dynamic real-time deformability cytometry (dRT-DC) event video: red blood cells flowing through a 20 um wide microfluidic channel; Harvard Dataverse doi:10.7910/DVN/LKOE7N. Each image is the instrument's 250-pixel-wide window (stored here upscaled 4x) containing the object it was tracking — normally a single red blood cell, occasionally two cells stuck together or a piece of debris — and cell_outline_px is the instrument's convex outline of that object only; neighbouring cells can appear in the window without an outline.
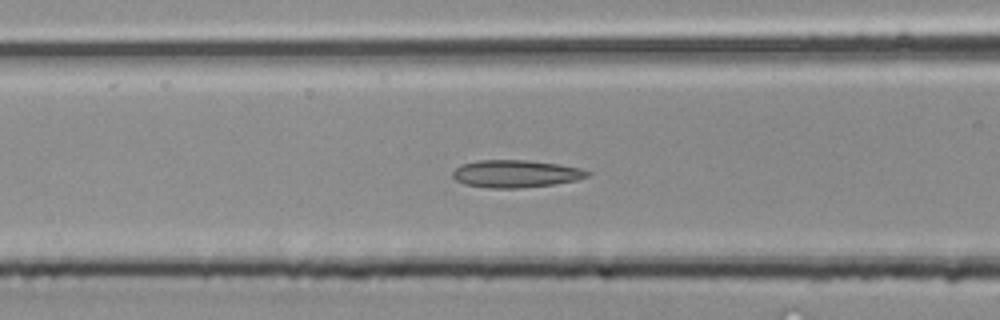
{"species": "common noctule bat (a hibernating species)", "species_latin": "Nyctalus noctula", "temperature_condition": "room temperature", "stored_images_in_passage": 28, "camera_frame_rate_fps": 3000, "um_per_image_px": 0.085, "animal": {"sex": "male", "body_mass_g": 20.4}, "frame": {"image": 1, "passage_image": 9, "time_ms": 2.667, "image_size_px": [1000, 320], "cell_outline_px": [[592, 172], [588, 176], [576, 180], [552, 184], [524, 188], [492, 188], [464, 184], [456, 180], [452, 176], [452, 172], [460, 164], [480, 160], [528, 160], [556, 164], [580, 168]], "centroid_in_image_um": [43.81, 14.77], "position_along_channel_um": 122.8, "area_um2": 21.5}}
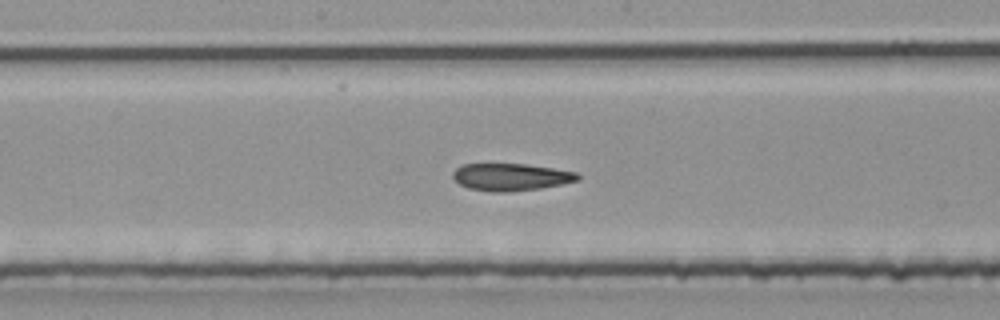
{"frame": {"image": 2, "passage_image": 14, "time_ms": 4.333, "image_size_px": [1000, 320], "cell_outline_px": [[580, 180], [540, 188], [504, 192], [492, 192], [468, 188], [460, 184], [452, 176], [452, 172], [456, 168], [464, 164], [524, 164], [552, 168], [576, 172], [580, 176]], "centroid_in_image_um": [43.41, 15.04], "position_along_channel_um": 204.8, "area_um2": 19.65}}
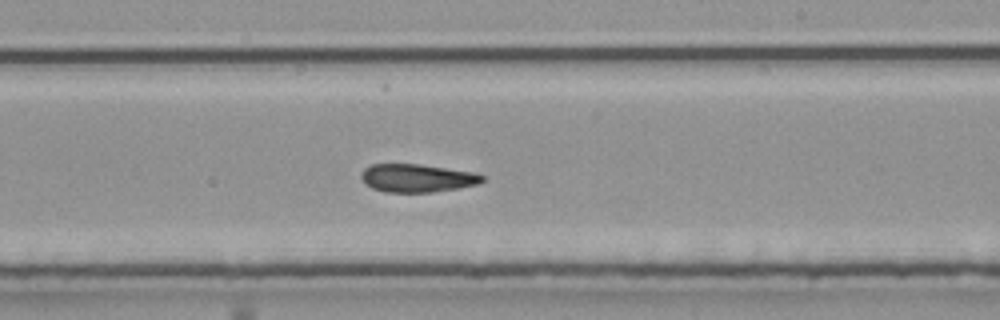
{"frame": {"image": 3, "passage_image": 17, "time_ms": 5.333, "image_size_px": [1000, 320], "cell_outline_px": [[484, 180], [480, 184], [432, 192], [384, 192], [372, 188], [364, 184], [360, 176], [360, 172], [364, 168], [372, 164], [420, 164], [476, 172], [484, 176]], "centroid_in_image_um": [35.44, 15.13], "position_along_channel_um": 253.6, "area_um2": 20.06}}